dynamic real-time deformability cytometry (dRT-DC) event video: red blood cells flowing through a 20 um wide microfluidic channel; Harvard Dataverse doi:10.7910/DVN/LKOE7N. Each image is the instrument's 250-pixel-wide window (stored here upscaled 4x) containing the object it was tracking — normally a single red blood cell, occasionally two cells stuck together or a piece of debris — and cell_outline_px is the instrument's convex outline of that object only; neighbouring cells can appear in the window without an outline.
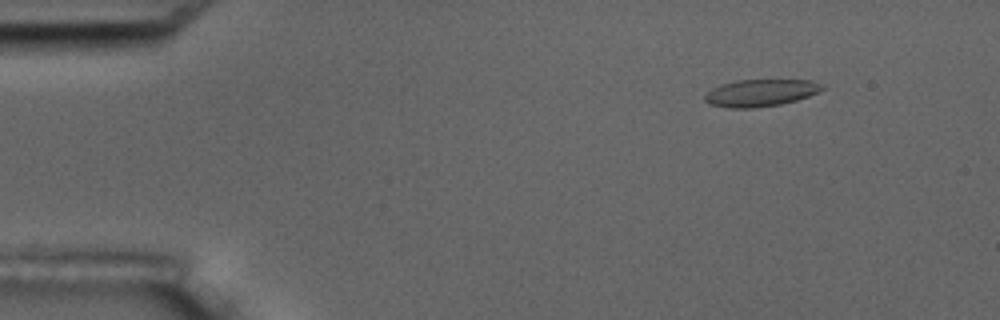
{"species": "common noctule bat (a hibernating species)", "species_latin": "Nyctalus noctula", "temperature_condition": "room temperature", "stored_images_in_passage": 16, "camera_frame_rate_fps": 3000, "um_per_image_px": 0.085, "animal": {"sex": "male", "body_mass_g": 17.5, "forearm_length_mm": 52.3}, "frame": {"image": 1, "passage_image": 2, "time_ms": 1.667, "image_size_px": [1000, 320], "cell_outline_px": [[824, 88], [808, 96], [796, 100], [780, 104], [752, 108], [728, 108], [708, 104], [704, 100], [704, 96], [712, 88], [720, 84], [736, 80], [812, 80], [820, 84]], "centroid_in_image_um": [64.58, 7.89], "position_along_channel_um": 20.4, "area_um2": 18.44}}
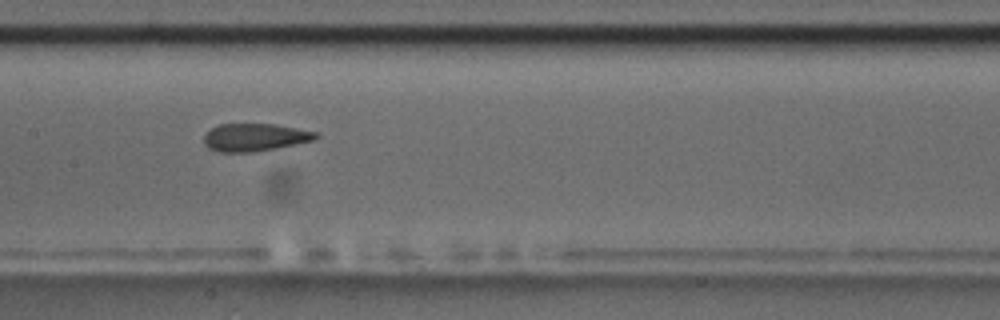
{"frame": {"image": 2, "passage_image": 8, "time_ms": 8.667, "image_size_px": [1000, 320], "cell_outline_px": [[320, 136], [312, 140], [252, 152], [220, 152], [208, 148], [204, 144], [204, 136], [212, 128], [220, 124], [276, 124], [316, 132]], "centroid_in_image_um": [21.62, 11.66], "position_along_channel_um": 185.8, "area_um2": 17.69}}
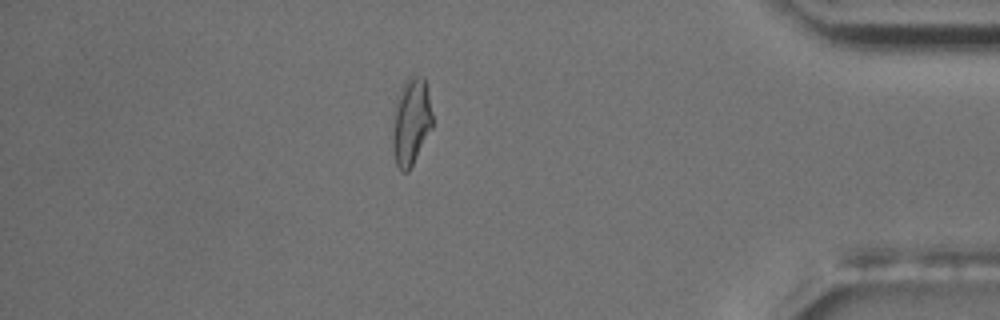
{"frame": {"image": 3, "passage_image": 14, "time_ms": 15.667, "image_size_px": [1000, 320], "cell_outline_px": [[432, 128], [408, 172], [400, 172], [396, 164], [392, 148], [392, 108], [400, 88], [404, 80], [408, 76], [424, 76], [428, 88], [432, 112]], "centroid_in_image_um": [34.91, 10.3], "position_along_channel_um": 400.3, "area_um2": 20.92}, "authors_computed_cell_mechanics": {"area_um2": 18.496, "velocity_mm_per_s": 3.5951, "shape_relaxation_time_tau1_ms": 5.8512, "shape_relaxation_time_tau2_ms": 1.2872, "deformation_change_tau1": 0.1478, "deformation_change_tau2": 0.0775}}